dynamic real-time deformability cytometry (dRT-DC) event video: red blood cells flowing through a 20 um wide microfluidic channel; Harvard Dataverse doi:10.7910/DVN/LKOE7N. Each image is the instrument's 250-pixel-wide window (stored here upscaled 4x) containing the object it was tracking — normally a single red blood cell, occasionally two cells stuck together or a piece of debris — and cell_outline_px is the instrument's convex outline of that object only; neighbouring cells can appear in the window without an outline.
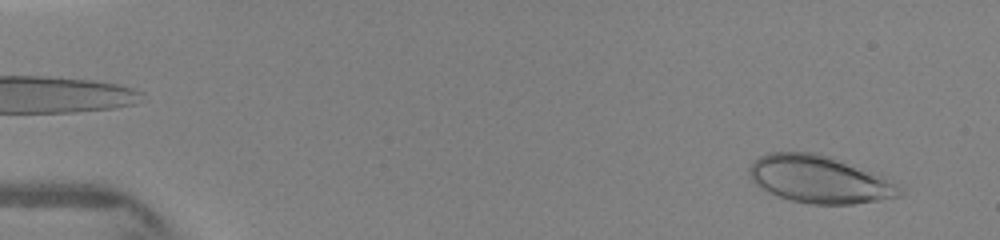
{"species": "human", "species_latin": "Homo sapiens", "temperature_condition": "warm", "stored_images_in_passage": 41, "camera_frame_rate_fps": 3000, "um_per_image_px": 0.085, "donor": {"sex": "female"}, "frame": {"image": 1, "passage_image": 2, "time_ms": 0.333, "image_size_px": [1000, 240], "cell_outline_px": [[904, 196], [852, 204], [812, 204], [792, 200], [768, 192], [760, 188], [748, 176], [748, 168], [760, 156], [768, 152], [816, 152], [884, 180], [892, 184], [904, 192]], "centroid_in_image_um": [69.5, 15.26], "position_along_channel_um": 15.5, "area_um2": 40.0}}
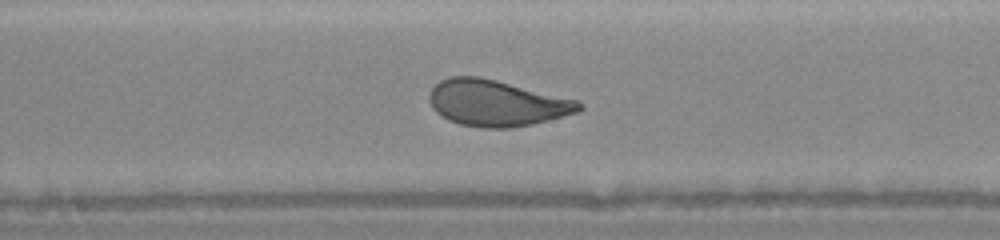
{"frame": {"image": 2, "passage_image": 30, "time_ms": 7.667, "image_size_px": [1000, 240], "cell_outline_px": [[584, 108], [580, 112], [532, 124], [508, 128], [484, 128], [460, 124], [448, 120], [436, 112], [432, 108], [428, 100], [428, 96], [432, 88], [440, 80], [448, 76], [480, 76], [576, 100], [584, 104]], "centroid_in_image_um": [42.19, 8.76], "position_along_channel_um": 206.0, "area_um2": 40.29}}
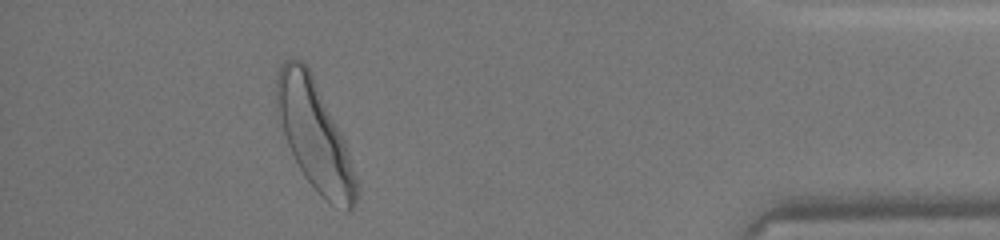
{"frame": {"image": 3, "passage_image": 39, "time_ms": 13.333, "image_size_px": [1000, 240], "cell_outline_px": [[360, 188], [356, 204], [348, 212], [324, 200], [316, 192], [304, 176], [288, 144], [276, 108], [276, 80], [280, 64], [284, 60], [292, 56], [300, 60], [312, 72], [344, 140]], "centroid_in_image_um": [26.76, 11.51], "position_along_channel_um": 408.4, "area_um2": 50.34}}